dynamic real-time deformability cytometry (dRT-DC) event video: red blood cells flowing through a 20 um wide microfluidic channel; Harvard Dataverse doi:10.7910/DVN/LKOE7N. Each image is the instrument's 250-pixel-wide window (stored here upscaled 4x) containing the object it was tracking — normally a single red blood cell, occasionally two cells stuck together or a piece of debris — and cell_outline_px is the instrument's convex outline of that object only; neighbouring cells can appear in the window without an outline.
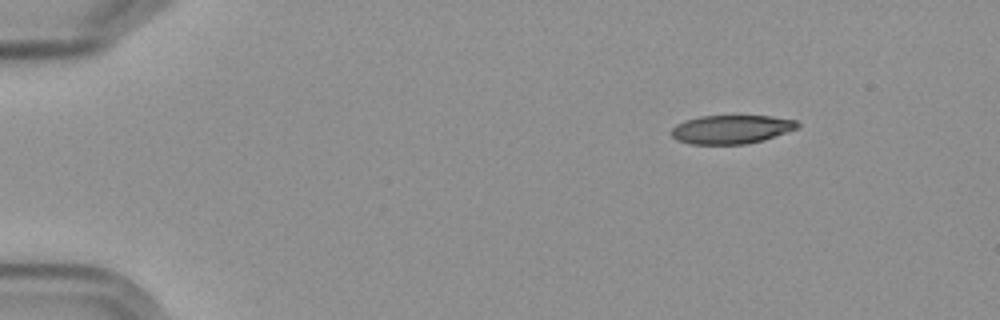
{"species": "Egyptian fruit bat (a non-hibernating species)", "species_latin": "Rousettus aegyptiacus", "temperature_condition": "cold", "stored_images_in_passage": 3, "camera_frame_rate_fps": 3000, "um_per_image_px": 0.085, "frame": {"image": 1, "passage_image": 1, "time_ms": 0.0, "image_size_px": [1000, 320], "cell_outline_px": [[800, 128], [764, 140], [744, 144], [688, 144], [676, 140], [672, 136], [672, 128], [676, 124], [684, 120], [700, 116], [772, 116], [796, 120], [800, 124]], "centroid_in_image_um": [62.18, 10.99], "position_along_channel_um": 22.8, "area_um2": 21.27}}